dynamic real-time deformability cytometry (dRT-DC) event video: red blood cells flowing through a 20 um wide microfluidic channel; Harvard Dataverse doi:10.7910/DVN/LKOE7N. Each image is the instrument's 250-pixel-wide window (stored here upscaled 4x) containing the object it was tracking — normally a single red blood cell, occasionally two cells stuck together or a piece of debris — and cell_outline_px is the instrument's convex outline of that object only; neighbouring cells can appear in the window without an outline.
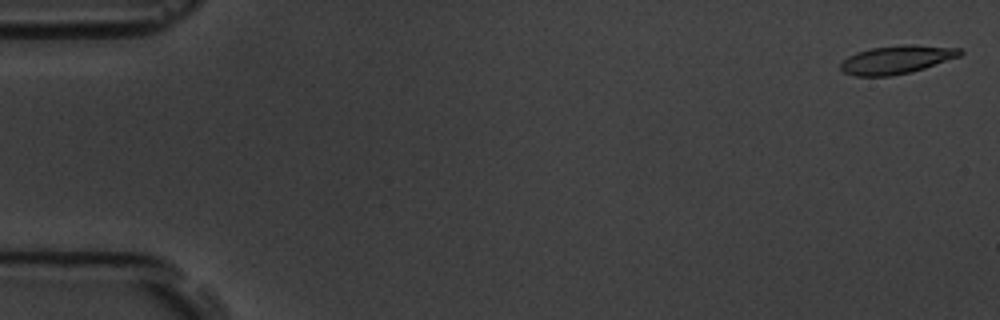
{"species": "common noctule bat (a hibernating species)", "species_latin": "Nyctalus noctula", "temperature_condition": "room temperature", "stored_images_in_passage": 6, "camera_frame_rate_fps": 3000, "um_per_image_px": 0.085, "animal": {"sex": "male", "body_mass_g": 19.5, "forearm_length_mm": 54.6}, "frame": {"image": 1, "passage_image": 1, "time_ms": 0.0, "image_size_px": [1000, 320], "cell_outline_px": [[964, 52], [960, 56], [912, 72], [892, 76], [856, 76], [844, 72], [840, 68], [840, 64], [848, 56], [856, 52], [872, 48], [908, 44], [960, 48]], "centroid_in_image_um": [76.22, 5.07], "position_along_channel_um": 8.8, "area_um2": 19.59}}
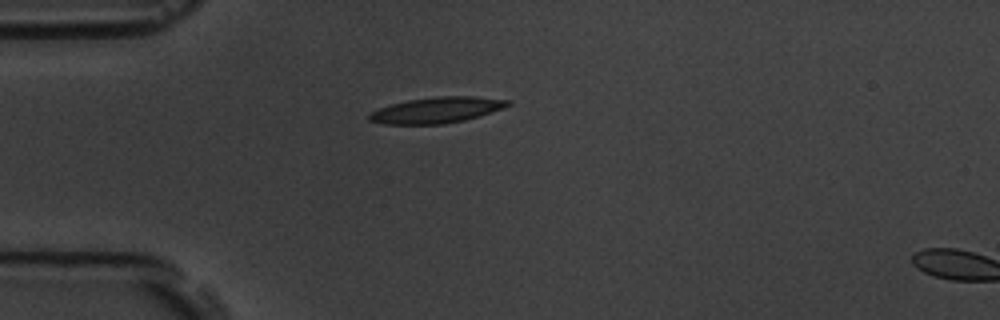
{"frame": {"image": 2, "passage_image": 5, "time_ms": 4.667, "image_size_px": [1000, 320], "cell_outline_px": [[512, 104], [504, 108], [480, 116], [464, 120], [444, 124], [384, 124], [368, 120], [368, 116], [372, 112], [380, 108], [392, 104], [408, 100], [436, 96], [476, 96], [512, 100]], "centroid_in_image_um": [37.19, 9.35], "position_along_channel_um": 47.8, "area_um2": 20.98}}